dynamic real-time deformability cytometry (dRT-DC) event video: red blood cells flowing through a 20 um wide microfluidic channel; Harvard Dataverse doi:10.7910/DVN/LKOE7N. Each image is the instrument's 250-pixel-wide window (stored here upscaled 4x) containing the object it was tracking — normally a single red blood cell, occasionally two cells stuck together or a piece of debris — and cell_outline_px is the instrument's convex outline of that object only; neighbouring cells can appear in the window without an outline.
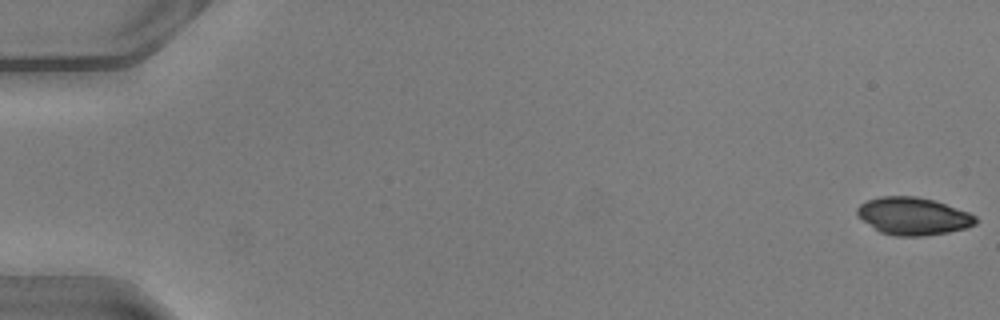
{"species": "common noctule bat (a hibernating species)", "species_latin": "Nyctalus noctula", "temperature_condition": "warm", "stored_images_in_passage": 15, "camera_frame_rate_fps": 3000, "um_per_image_px": 0.085, "animal": {"sex": "male", "body_mass_g": 20.5, "forearm_length_mm": 52.5}, "frame": {"image": 1, "passage_image": 1, "time_ms": 0.0, "image_size_px": [1000, 320], "cell_outline_px": [[980, 220], [976, 224], [968, 228], [948, 232], [924, 236], [896, 236], [880, 232], [864, 220], [856, 212], [856, 208], [860, 204], [868, 200], [880, 196], [916, 196], [936, 200], [968, 212], [976, 216]], "centroid_in_image_um": [77.68, 18.37], "position_along_channel_um": 7.3, "area_um2": 26.01}}